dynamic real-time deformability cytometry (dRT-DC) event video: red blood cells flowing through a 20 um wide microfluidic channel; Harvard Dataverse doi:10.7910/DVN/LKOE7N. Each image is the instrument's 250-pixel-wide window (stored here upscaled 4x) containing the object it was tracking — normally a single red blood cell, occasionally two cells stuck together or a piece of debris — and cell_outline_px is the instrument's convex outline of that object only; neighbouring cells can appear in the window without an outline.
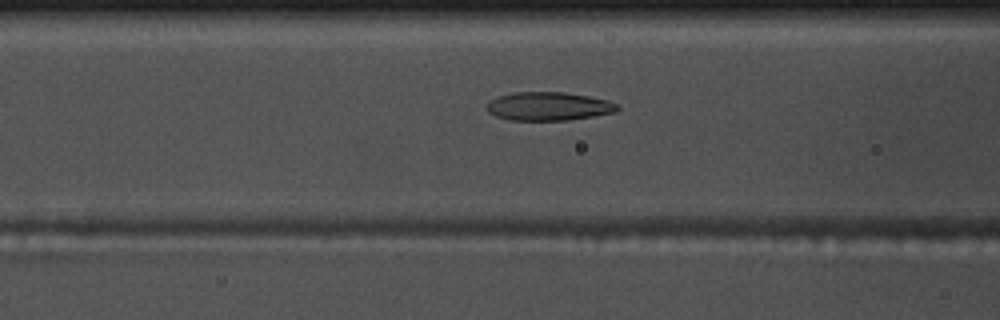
{"species": "common noctule bat (a hibernating species)", "species_latin": "Nyctalus noctula", "temperature_condition": "warm", "stored_images_in_passage": 55, "camera_frame_rate_fps": 3000, "um_per_image_px": 0.085, "animal": {"sex": "male", "body_mass_g": 17.5, "forearm_length_mm": 52.3}, "frame": {"image": 1, "passage_image": 22, "time_ms": 7.0, "image_size_px": [1000, 320], "cell_outline_px": [[620, 108], [616, 112], [568, 120], [512, 120], [496, 116], [488, 112], [488, 104], [492, 100], [500, 96], [516, 92], [564, 92], [588, 96], [608, 100], [616, 104]], "centroid_in_image_um": [46.67, 9.03], "position_along_channel_um": 119.9, "area_um2": 21.39}}
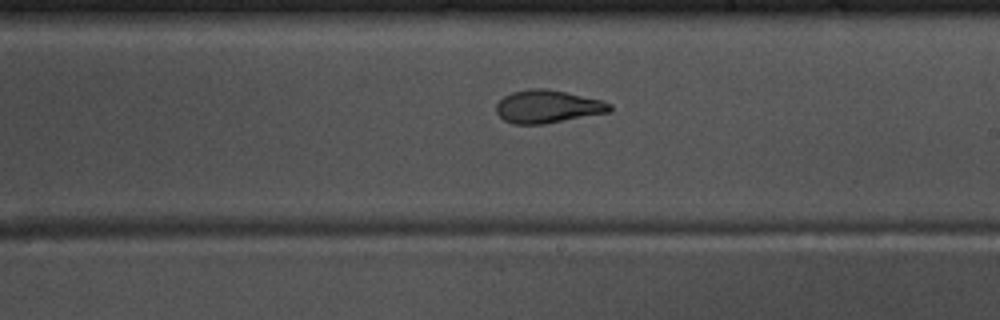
{"frame": {"image": 2, "passage_image": 32, "time_ms": 10.333, "image_size_px": [1000, 320], "cell_outline_px": [[612, 108], [608, 112], [544, 124], [512, 124], [504, 120], [496, 112], [496, 104], [504, 96], [512, 92], [528, 88], [548, 88], [600, 100], [612, 104]], "centroid_in_image_um": [46.51, 9.05], "position_along_channel_um": 242.5, "area_um2": 21.68}}
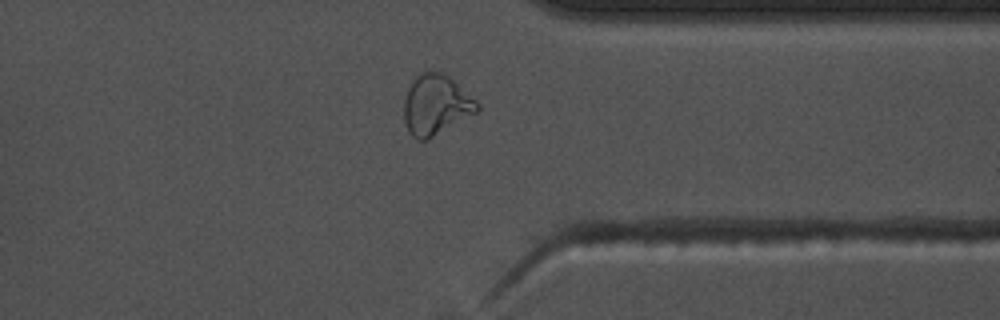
{"frame": {"image": 3, "passage_image": 43, "time_ms": 14.0, "image_size_px": [1000, 320], "cell_outline_px": [[480, 108], [476, 112], [428, 140], [416, 140], [408, 132], [404, 120], [404, 100], [408, 88], [416, 76], [420, 72], [444, 72], [476, 100], [480, 104]], "centroid_in_image_um": [37.03, 8.93], "position_along_channel_um": 374.4, "area_um2": 25.61}, "authors_computed_cell_mechanics": {"area_um2": 22.1374, "velocity_mm_per_s": 3.6818, "shape_relaxation_time_tau1_ms": 6.0191, "shape_relaxation_time_tau2_ms": 1.306, "deformation_change_tau1": 0.1855, "deformation_change_tau2": 0.0845}}